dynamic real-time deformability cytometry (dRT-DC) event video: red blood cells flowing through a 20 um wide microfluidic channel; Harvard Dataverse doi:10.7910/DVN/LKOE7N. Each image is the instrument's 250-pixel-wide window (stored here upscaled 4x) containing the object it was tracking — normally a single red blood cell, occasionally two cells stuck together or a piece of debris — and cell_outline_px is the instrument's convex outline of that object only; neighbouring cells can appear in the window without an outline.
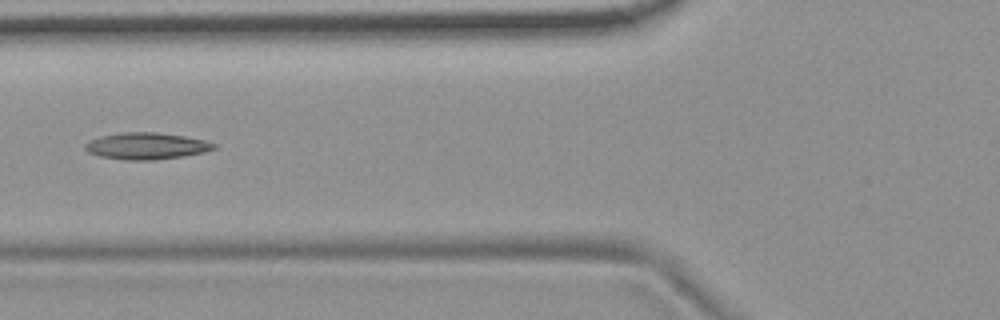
{"species": "common noctule bat (a hibernating species)", "species_latin": "Nyctalus noctula", "temperature_condition": "room temperature", "stored_images_in_passage": 9, "camera_frame_rate_fps": 3000, "um_per_image_px": 0.085, "animal": {"sex": "female", "body_mass_g": 19.9}, "frame": {"image": 1, "passage_image": 6, "time_ms": 1.667, "image_size_px": [1000, 320], "cell_outline_px": [[216, 148], [204, 152], [184, 156], [156, 160], [124, 160], [100, 156], [88, 152], [84, 148], [84, 144], [100, 136], [120, 132], [156, 132], [184, 136], [204, 140], [216, 144]], "centroid_in_image_um": [12.44, 12.41], "position_along_channel_um": 113.4, "area_um2": 20.06}}
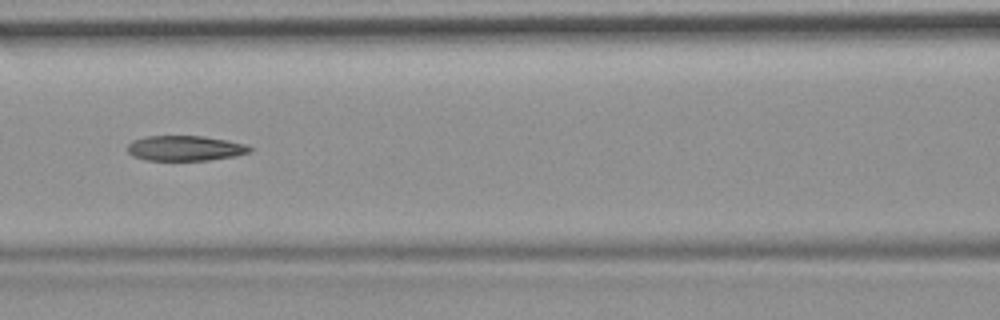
{"frame": {"image": 2, "passage_image": 7, "time_ms": 2.0, "image_size_px": [1000, 320], "cell_outline_px": [[252, 152], [232, 156], [208, 160], [148, 160], [132, 156], [128, 152], [128, 144], [132, 140], [148, 136], [204, 136], [228, 140], [244, 144], [252, 148]], "centroid_in_image_um": [15.73, 12.59], "position_along_channel_um": 150.9, "area_um2": 17.86}}
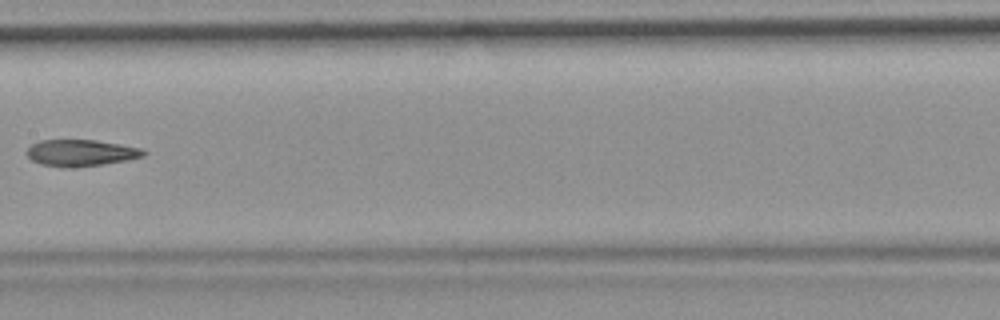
{"frame": {"image": 3, "passage_image": 8, "time_ms": 2.333, "image_size_px": [1000, 320], "cell_outline_px": [[148, 152], [144, 156], [128, 160], [104, 164], [68, 168], [64, 168], [40, 164], [32, 160], [28, 156], [28, 148], [32, 144], [40, 140], [96, 140], [120, 144], [140, 148]], "centroid_in_image_um": [6.89, 13.0], "position_along_channel_um": 200.5, "area_um2": 18.09}}